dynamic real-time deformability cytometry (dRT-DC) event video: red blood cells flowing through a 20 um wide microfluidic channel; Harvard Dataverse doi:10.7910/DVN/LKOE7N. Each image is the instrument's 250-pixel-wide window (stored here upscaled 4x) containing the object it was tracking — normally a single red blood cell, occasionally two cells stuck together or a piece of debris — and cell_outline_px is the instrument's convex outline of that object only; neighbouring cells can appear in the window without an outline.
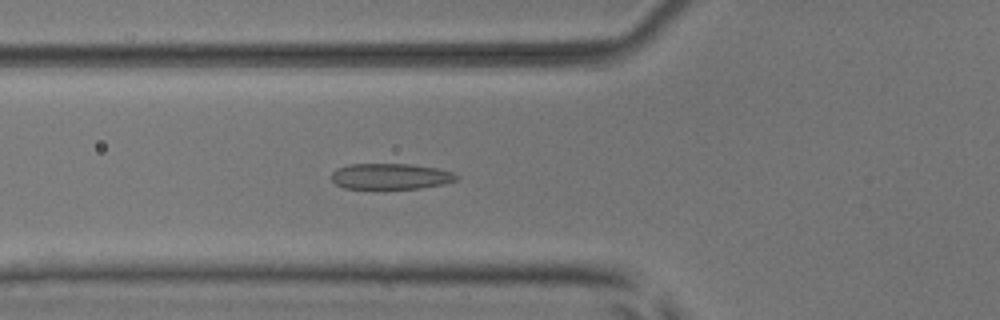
{"species": "common noctule bat (a hibernating species)", "species_latin": "Nyctalus noctula", "temperature_condition": "room temperature", "stored_images_in_passage": 37, "camera_frame_rate_fps": 3000, "um_per_image_px": 0.085, "animal": {"sex": "male", "body_mass_g": 17.9, "forearm_length_mm": 54.2}, "frame": {"image": 1, "passage_image": 3, "time_ms": 0.667, "image_size_px": [1000, 320], "cell_outline_px": [[460, 176], [456, 180], [444, 184], [420, 188], [344, 188], [336, 184], [332, 180], [332, 172], [336, 168], [348, 164], [408, 164], [436, 168], [452, 172]], "centroid_in_image_um": [33.19, 14.98], "position_along_channel_um": 92.6, "area_um2": 18.73}}
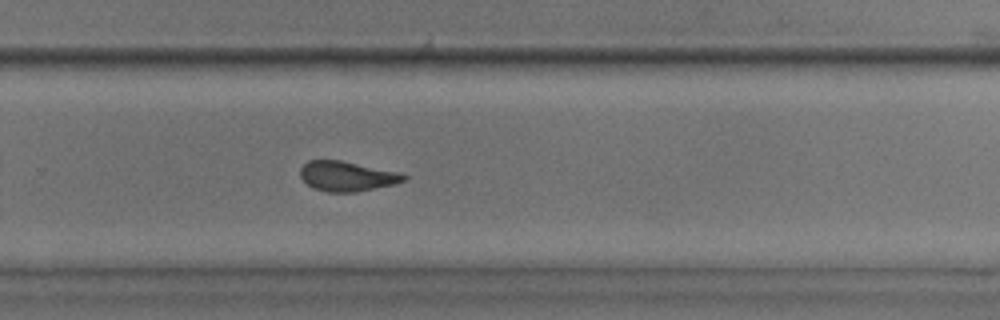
{"frame": {"image": 2, "passage_image": 19, "time_ms": 6.0, "image_size_px": [1000, 320], "cell_outline_px": [[408, 176], [404, 180], [396, 184], [356, 192], [328, 192], [312, 188], [300, 176], [300, 168], [308, 160], [340, 160], [400, 172]], "centroid_in_image_um": [29.5, 14.98], "position_along_channel_um": 300.3, "area_um2": 18.09}}
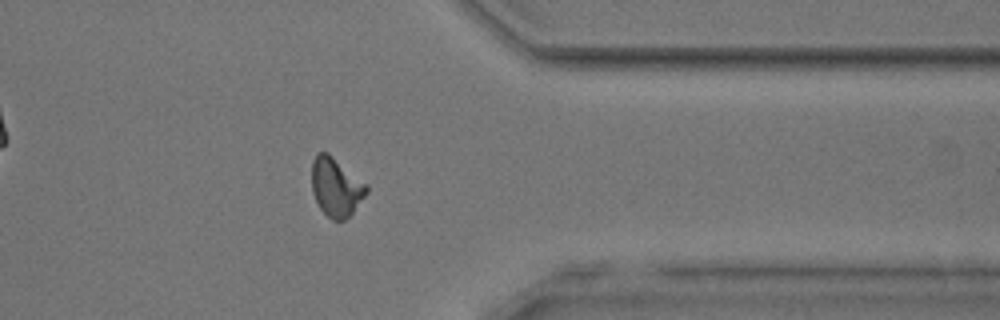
{"frame": {"image": 3, "passage_image": 26, "time_ms": 8.333, "image_size_px": [1000, 320], "cell_outline_px": [[368, 192], [352, 212], [344, 220], [332, 220], [320, 208], [312, 192], [312, 160], [316, 152], [328, 152], [368, 184]], "centroid_in_image_um": [28.56, 15.86], "position_along_channel_um": 382.8, "area_um2": 18.79}, "authors_computed_cell_mechanics": {"area_um2": 18.207, "velocity_mm_per_s": 3.8967, "shape_relaxation_time_tau1_ms": 5.3964, "shape_relaxation_time_tau2_ms": 1.5445, "deformation_change_tau1": 0.1534, "deformation_change_tau2": 0.0844}}